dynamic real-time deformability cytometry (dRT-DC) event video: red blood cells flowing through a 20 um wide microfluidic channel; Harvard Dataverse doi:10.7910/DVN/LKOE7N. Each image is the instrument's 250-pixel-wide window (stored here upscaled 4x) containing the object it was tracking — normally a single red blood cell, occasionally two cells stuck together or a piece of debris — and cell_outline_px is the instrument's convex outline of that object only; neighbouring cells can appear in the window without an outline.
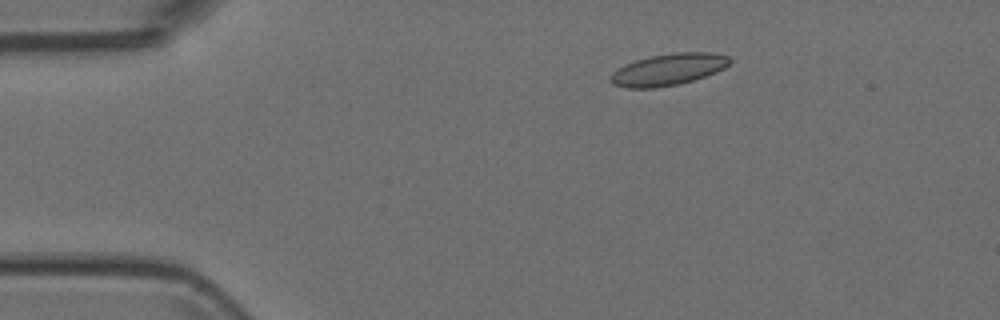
{"species": "Egyptian fruit bat (a non-hibernating species)", "species_latin": "Rousettus aegyptiacus", "temperature_condition": "room temperature", "stored_images_in_passage": 9, "camera_frame_rate_fps": 3000, "um_per_image_px": 0.085, "animal": {"sex": "female"}, "frame": {"image": 1, "passage_image": 2, "time_ms": 0.333, "image_size_px": [1000, 320], "cell_outline_px": [[732, 60], [724, 68], [716, 72], [680, 84], [656, 88], [628, 88], [612, 84], [608, 80], [612, 72], [624, 64], [636, 60], [652, 56], [676, 52], [712, 52], [728, 56]], "centroid_in_image_um": [56.78, 5.91], "position_along_channel_um": 28.2, "area_um2": 22.08}}
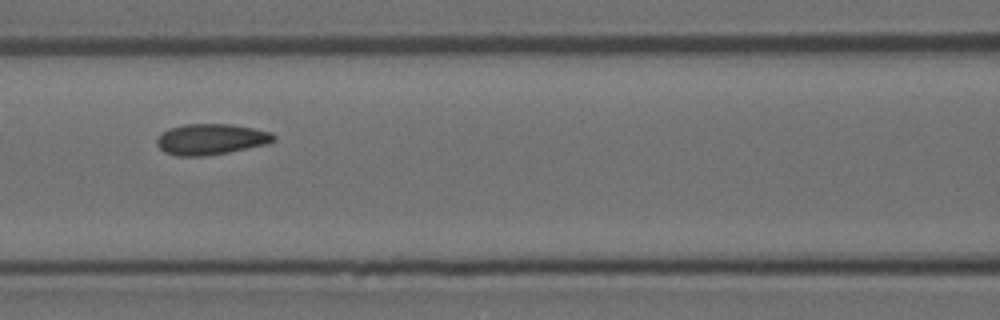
{"frame": {"image": 2, "passage_image": 6, "time_ms": 1.667, "image_size_px": [1000, 320], "cell_outline_px": [[276, 140], [268, 144], [228, 152], [204, 156], [176, 156], [164, 152], [156, 144], [156, 140], [168, 128], [184, 124], [232, 124], [272, 132], [276, 136]], "centroid_in_image_um": [17.95, 11.83], "position_along_channel_um": 148.7, "area_um2": 21.1}}
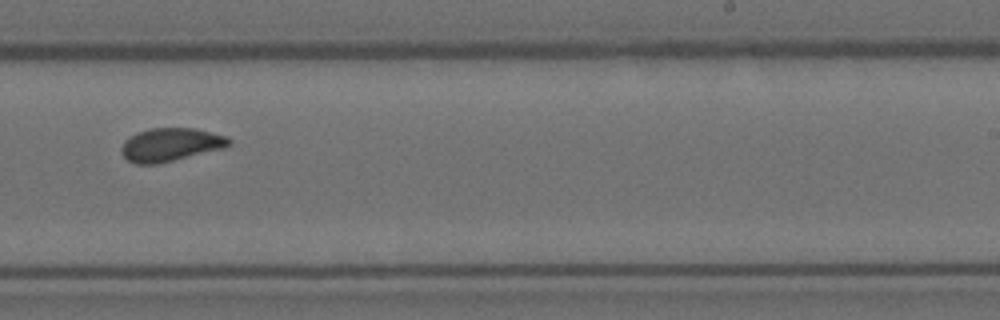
{"frame": {"image": 3, "passage_image": 9, "time_ms": 2.667, "image_size_px": [1000, 320], "cell_outline_px": [[232, 144], [224, 148], [156, 164], [136, 164], [128, 160], [120, 152], [120, 148], [124, 140], [128, 136], [136, 132], [152, 128], [196, 128], [228, 136], [232, 140]], "centroid_in_image_um": [14.49, 12.28], "position_along_channel_um": 274.5, "area_um2": 21.04}}